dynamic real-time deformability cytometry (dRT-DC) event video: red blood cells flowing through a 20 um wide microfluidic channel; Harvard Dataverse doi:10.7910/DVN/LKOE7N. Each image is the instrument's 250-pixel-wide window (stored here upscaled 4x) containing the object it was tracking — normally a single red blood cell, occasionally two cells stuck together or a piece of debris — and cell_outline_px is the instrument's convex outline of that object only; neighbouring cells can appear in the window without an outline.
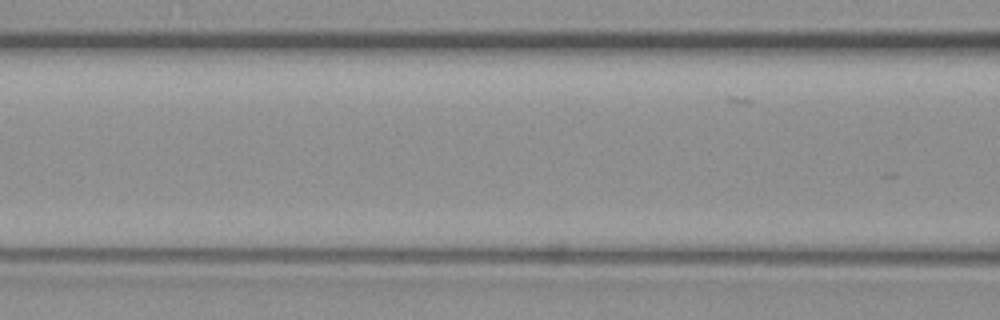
{"species": "common noctule bat (a hibernating species)", "species_latin": "Nyctalus noctula", "temperature_condition": "warm", "stored_images_in_passage": 3, "camera_frame_rate_fps": 3000, "um_per_image_px": 0.085, "animal": {"sex": "female", "body_mass_g": 19.3, "forearm_length_mm": 54.1}, "frame": {"image": 1, "passage_image": 3, "time_ms": 0.667, "image_size_px": [1000, 320], "cell_outline_px": [[968, 264], [768, 264], [760, 256], [764, 244], [940, 244], [964, 256]], "centroid_in_image_um": [73.13, 21.61], "position_along_channel_um": 93.5, "area_um2": 28.15}}